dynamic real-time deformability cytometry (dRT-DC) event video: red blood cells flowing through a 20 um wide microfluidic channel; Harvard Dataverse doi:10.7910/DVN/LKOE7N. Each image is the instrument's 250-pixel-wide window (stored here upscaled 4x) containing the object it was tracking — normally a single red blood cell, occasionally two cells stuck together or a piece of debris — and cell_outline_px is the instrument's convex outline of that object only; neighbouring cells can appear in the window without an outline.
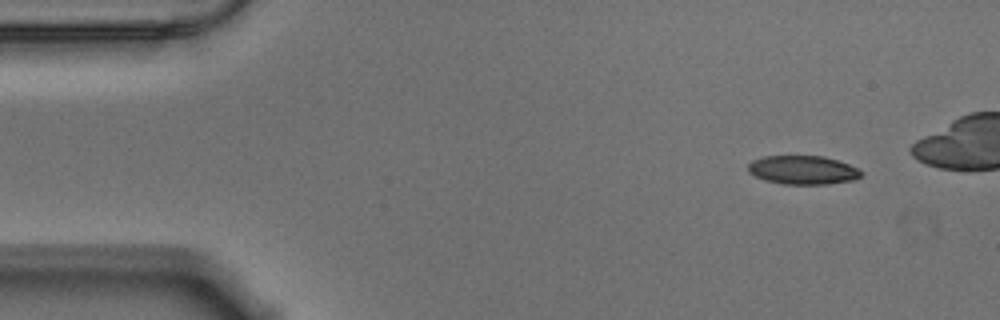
{"species": "Egyptian fruit bat (a non-hibernating species)", "species_latin": "Rousettus aegyptiacus", "temperature_condition": "warm", "stored_images_in_passage": 42, "camera_frame_rate_fps": 3000, "um_per_image_px": 0.085, "animal": {"sex": "male"}, "frame": {"image": 1, "passage_image": 1, "time_ms": 0.0, "image_size_px": [1000, 320], "cell_outline_px": [[864, 172], [856, 180], [828, 184], [784, 184], [764, 180], [748, 172], [748, 164], [752, 160], [764, 156], [824, 156], [848, 164]], "centroid_in_image_um": [68.24, 14.45], "position_along_channel_um": 16.8, "area_um2": 18.96}}
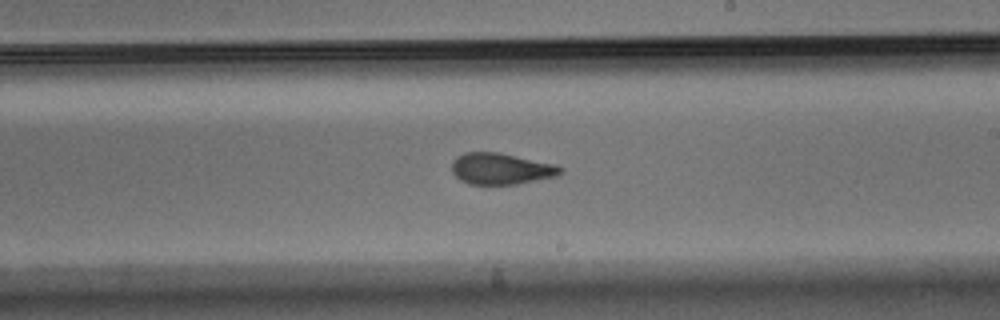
{"frame": {"image": 2, "passage_image": 28, "time_ms": 9.0, "image_size_px": [1000, 320], "cell_outline_px": [[564, 172], [556, 176], [516, 184], [468, 184], [460, 180], [452, 172], [452, 160], [456, 156], [464, 152], [500, 152], [556, 164], [564, 168]], "centroid_in_image_um": [42.59, 14.33], "position_along_channel_um": 246.4, "area_um2": 20.06}}
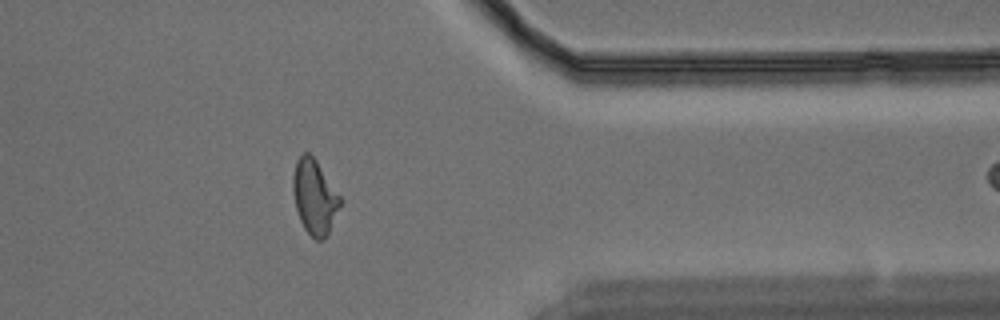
{"frame": {"image": 3, "passage_image": 41, "time_ms": 13.333, "image_size_px": [1000, 320], "cell_outline_px": [[344, 200], [324, 240], [316, 240], [304, 228], [300, 220], [296, 208], [292, 188], [292, 176], [296, 160], [304, 152], [308, 152], [316, 160]], "centroid_in_image_um": [26.75, 16.72], "position_along_channel_um": 384.7, "area_um2": 20.63}}